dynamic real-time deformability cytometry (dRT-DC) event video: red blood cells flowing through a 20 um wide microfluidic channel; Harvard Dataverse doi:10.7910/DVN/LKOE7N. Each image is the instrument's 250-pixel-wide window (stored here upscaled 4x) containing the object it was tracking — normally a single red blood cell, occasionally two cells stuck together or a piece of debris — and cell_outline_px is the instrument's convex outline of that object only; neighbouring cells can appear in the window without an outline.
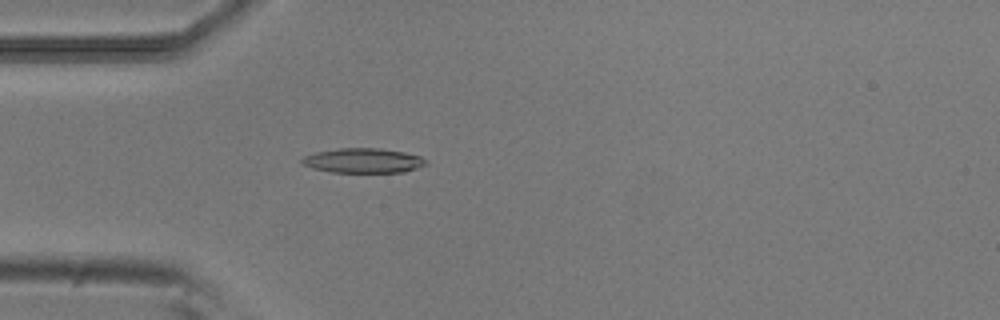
{"species": "common noctule bat (a hibernating species)", "species_latin": "Nyctalus noctula", "temperature_condition": "room temperature", "stored_images_in_passage": 53, "camera_frame_rate_fps": 3000, "um_per_image_px": 0.085, "animal": {"sex": "male", "body_mass_g": 20.5, "forearm_length_mm": 52.5}, "frame": {"image": 1, "passage_image": 15, "time_ms": 4.667, "image_size_px": [1000, 320], "cell_outline_px": [[428, 164], [404, 172], [328, 172], [312, 168], [304, 164], [300, 160], [304, 156], [316, 152], [340, 148], [380, 148], [404, 152], [420, 156], [428, 160]], "centroid_in_image_um": [30.89, 13.65], "position_along_channel_um": 54.1, "area_um2": 17.86}}
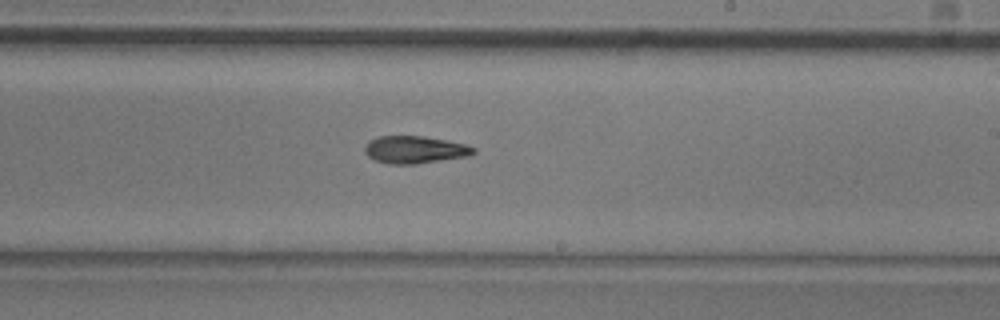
{"frame": {"image": 2, "passage_image": 31, "time_ms": 10.0, "image_size_px": [1000, 320], "cell_outline_px": [[476, 152], [468, 156], [412, 164], [388, 164], [376, 160], [368, 156], [364, 152], [364, 148], [372, 140], [380, 136], [424, 136], [448, 140], [464, 144], [476, 148]], "centroid_in_image_um": [35.28, 12.72], "position_along_channel_um": 253.7, "area_um2": 17.17}}
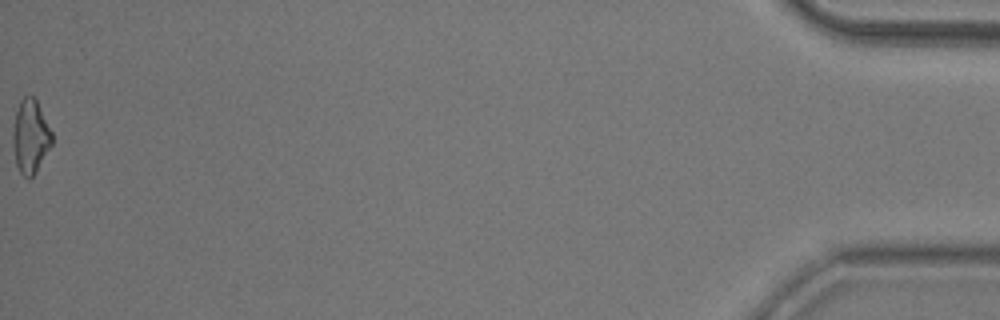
{"frame": {"image": 3, "passage_image": 53, "time_ms": 17.333, "image_size_px": [1000, 320], "cell_outline_px": [[52, 144], [36, 172], [28, 180], [20, 172], [16, 164], [12, 144], [12, 132], [16, 112], [20, 100], [24, 96], [32, 96], [36, 100], [52, 132]], "centroid_in_image_um": [2.57, 11.62], "position_along_channel_um": 432.6, "area_um2": 16.7}, "authors_computed_cell_mechanics": {"area_um2": 17.2244, "velocity_mm_per_s": 3.8421, "shape_relaxation_time_tau1_ms": 9.502, "shape_relaxation_time_tau2_ms": null, "deformation_change_tau1": 0.2472, "deformation_change_tau2": null}}